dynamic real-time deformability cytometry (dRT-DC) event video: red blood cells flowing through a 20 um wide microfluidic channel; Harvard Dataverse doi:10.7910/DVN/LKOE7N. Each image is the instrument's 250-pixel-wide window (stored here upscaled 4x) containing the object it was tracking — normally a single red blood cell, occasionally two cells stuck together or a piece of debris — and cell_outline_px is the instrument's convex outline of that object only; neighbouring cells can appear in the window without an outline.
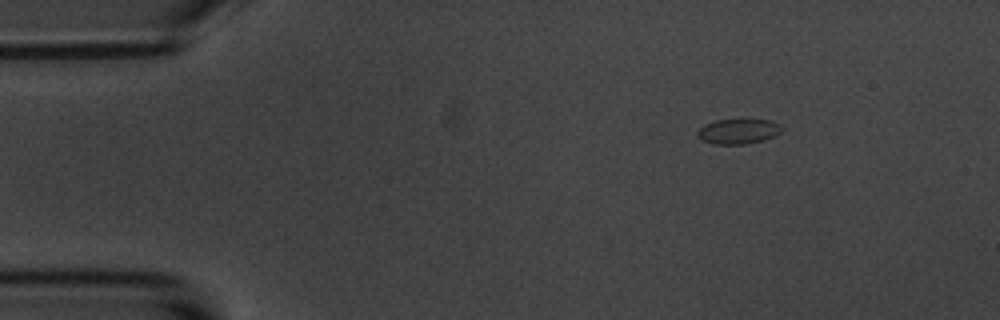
{"species": "common noctule bat (a hibernating species)", "species_latin": "Nyctalus noctula", "temperature_condition": "room temperature", "stored_images_in_passage": 4, "camera_frame_rate_fps": 3000, "um_per_image_px": 0.085, "animal": {"sex": "male", "body_mass_g": 20.1, "forearm_length_mm": 53.5}, "frame": {"image": 1, "passage_image": 1, "time_ms": 0.0, "image_size_px": [1000, 320], "cell_outline_px": [[784, 128], [776, 136], [764, 140], [744, 144], [712, 144], [700, 140], [696, 136], [696, 132], [704, 124], [716, 120], [772, 120], [780, 124]], "centroid_in_image_um": [62.75, 11.17], "position_along_channel_um": 22.3, "area_um2": 12.48}}
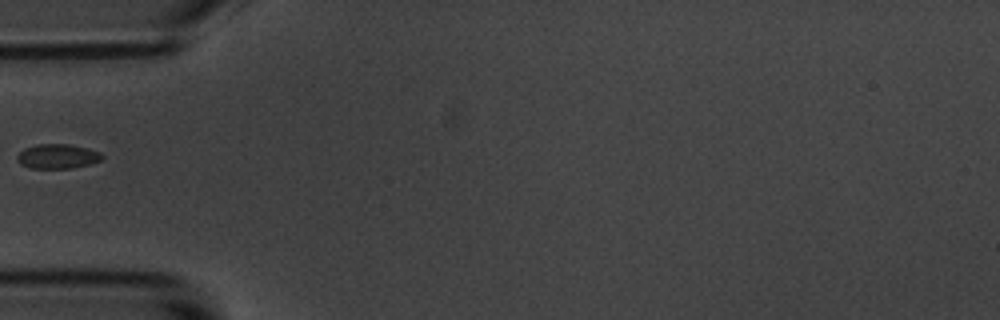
{"frame": {"image": 2, "passage_image": 4, "time_ms": 3.667, "image_size_px": [1000, 320], "cell_outline_px": [[104, 156], [100, 160], [88, 164], [72, 168], [32, 168], [20, 164], [16, 160], [16, 156], [24, 148], [36, 144], [68, 144], [88, 148], [100, 152]], "centroid_in_image_um": [4.86, 13.28], "position_along_channel_um": 80.1, "area_um2": 12.14}}